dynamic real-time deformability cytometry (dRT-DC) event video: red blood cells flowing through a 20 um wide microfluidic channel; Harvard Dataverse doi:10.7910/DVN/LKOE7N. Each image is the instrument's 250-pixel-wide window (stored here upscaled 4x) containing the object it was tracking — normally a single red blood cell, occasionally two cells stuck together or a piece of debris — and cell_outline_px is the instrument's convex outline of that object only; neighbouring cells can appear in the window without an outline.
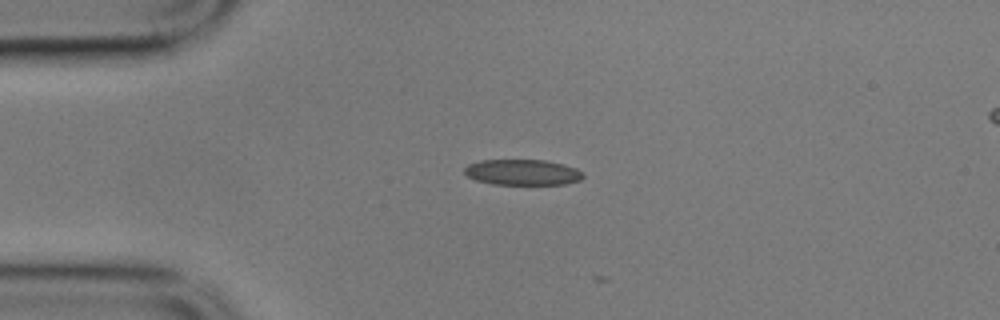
{"species": "common noctule bat (a hibernating species)", "species_latin": "Nyctalus noctula", "temperature_condition": "cold", "stored_images_in_passage": 3, "camera_frame_rate_fps": 3000, "um_per_image_px": 0.085, "animal": {"sex": "male", "body_mass_g": 17.9}, "frame": {"image": 1, "passage_image": 2, "time_ms": 0.333, "image_size_px": [1000, 320], "cell_outline_px": [[584, 176], [580, 180], [564, 184], [492, 184], [476, 180], [468, 176], [464, 172], [464, 168], [468, 164], [480, 160], [544, 160], [564, 164], [576, 168], [584, 172]], "centroid_in_image_um": [44.42, 14.64], "position_along_channel_um": 40.6, "area_um2": 17.8}}